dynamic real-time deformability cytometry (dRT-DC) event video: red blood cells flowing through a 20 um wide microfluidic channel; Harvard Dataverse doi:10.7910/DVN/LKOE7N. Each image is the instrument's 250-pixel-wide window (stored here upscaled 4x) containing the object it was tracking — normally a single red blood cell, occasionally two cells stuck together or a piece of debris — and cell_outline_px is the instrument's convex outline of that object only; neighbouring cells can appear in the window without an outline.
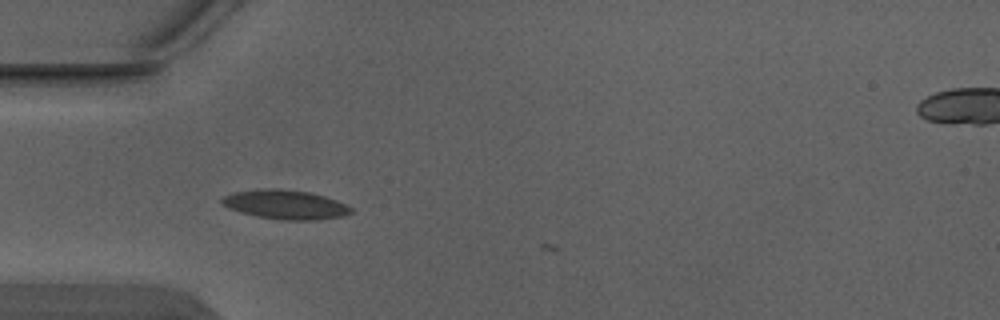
{"species": "Egyptian fruit bat (a non-hibernating species)", "species_latin": "Rousettus aegyptiacus", "temperature_condition": "warm", "stored_images_in_passage": 3, "camera_frame_rate_fps": 3000, "um_per_image_px": 0.085, "animal": {"sex": "male"}, "frame": {"image": 1, "passage_image": 2, "time_ms": 0.333, "image_size_px": [1000, 320], "cell_outline_px": [[352, 212], [344, 216], [316, 220], [280, 220], [256, 216], [240, 212], [228, 208], [220, 204], [220, 200], [224, 196], [232, 192], [264, 188], [280, 188], [312, 192], [348, 204], [352, 208]], "centroid_in_image_um": [24.25, 17.38], "position_along_channel_um": 60.8, "area_um2": 22.37}}
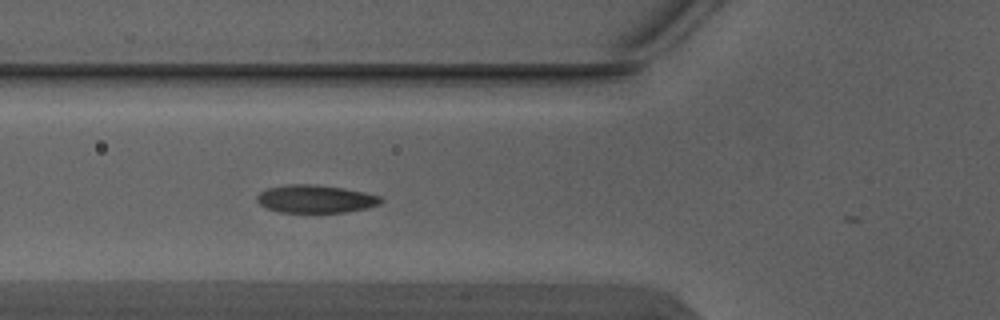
{"frame": {"image": 2, "passage_image": 3, "time_ms": 0.667, "image_size_px": [1000, 320], "cell_outline_px": [[384, 200], [380, 204], [368, 208], [348, 212], [280, 212], [268, 208], [260, 204], [256, 200], [256, 196], [260, 192], [268, 188], [288, 184], [316, 184], [344, 188], [364, 192], [380, 196]], "centroid_in_image_um": [26.85, 16.9], "position_along_channel_um": 99.0, "area_um2": 20.23}}